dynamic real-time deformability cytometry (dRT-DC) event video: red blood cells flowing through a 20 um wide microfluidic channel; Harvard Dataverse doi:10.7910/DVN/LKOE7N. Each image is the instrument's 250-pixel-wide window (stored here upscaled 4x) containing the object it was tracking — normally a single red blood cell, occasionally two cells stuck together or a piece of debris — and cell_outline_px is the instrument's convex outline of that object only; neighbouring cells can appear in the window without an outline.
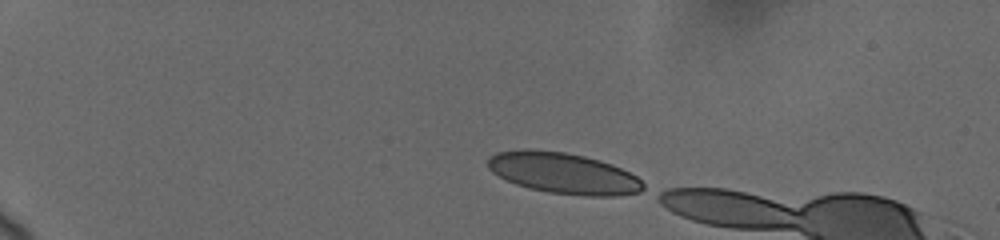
{"species": "human", "species_latin": "Homo sapiens", "temperature_condition": "cold", "stored_images_in_passage": 10, "camera_frame_rate_fps": 3000, "um_per_image_px": 0.085, "donor": {"sex": "female"}, "frame": {"image": 1, "passage_image": 1, "time_ms": 0.0, "image_size_px": [1000, 240], "cell_outline_px": [[644, 188], [640, 192], [616, 196], [584, 196], [548, 192], [516, 184], [492, 172], [488, 168], [488, 156], [496, 152], [564, 152], [584, 156], [600, 160], [612, 164], [636, 176], [644, 184]], "centroid_in_image_um": [47.96, 14.76], "position_along_channel_um": 37.0, "area_um2": 36.13}}
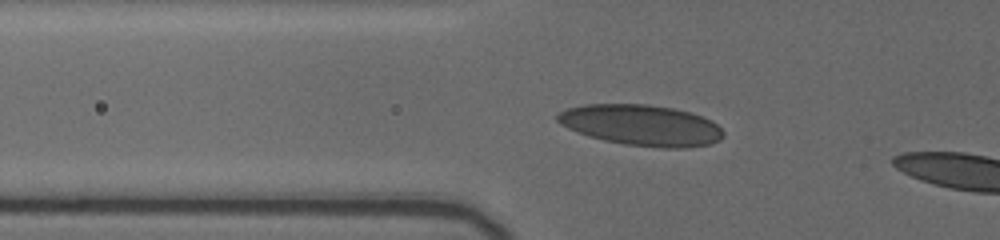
{"frame": {"image": 2, "passage_image": 8, "time_ms": 3.0, "image_size_px": [1000, 240], "cell_outline_px": [[724, 136], [720, 140], [708, 144], [688, 148], [660, 148], [624, 144], [604, 140], [588, 136], [576, 132], [560, 124], [556, 120], [556, 116], [560, 112], [568, 108], [584, 104], [648, 104], [672, 108], [688, 112], [712, 120], [724, 132]], "centroid_in_image_um": [54.5, 10.65], "position_along_channel_um": 71.3, "area_um2": 39.59}}